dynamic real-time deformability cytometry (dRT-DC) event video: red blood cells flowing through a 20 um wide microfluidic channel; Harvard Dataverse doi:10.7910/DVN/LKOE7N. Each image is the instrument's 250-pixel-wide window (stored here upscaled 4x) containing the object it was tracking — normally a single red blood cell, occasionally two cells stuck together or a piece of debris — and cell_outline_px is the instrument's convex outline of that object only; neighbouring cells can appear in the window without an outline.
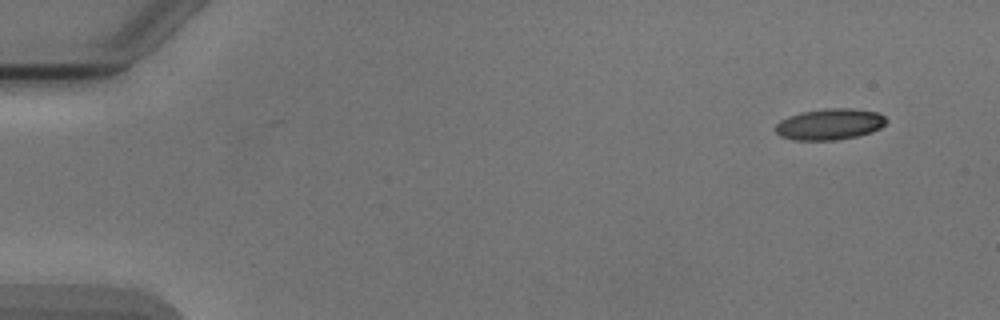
{"species": "Egyptian fruit bat (a non-hibernating species)", "species_latin": "Rousettus aegyptiacus", "temperature_condition": "cold", "stored_images_in_passage": 5, "camera_frame_rate_fps": 3000, "um_per_image_px": 0.085, "animal": {"sex": "male"}, "frame": {"image": 1, "passage_image": 1, "time_ms": 0.0, "image_size_px": [1000, 320], "cell_outline_px": [[888, 120], [880, 128], [872, 132], [856, 136], [836, 140], [792, 140], [780, 136], [776, 132], [776, 124], [780, 120], [788, 116], [800, 112], [828, 108], [852, 108], [880, 112]], "centroid_in_image_um": [70.53, 10.55], "position_along_channel_um": 14.5, "area_um2": 20.29}}
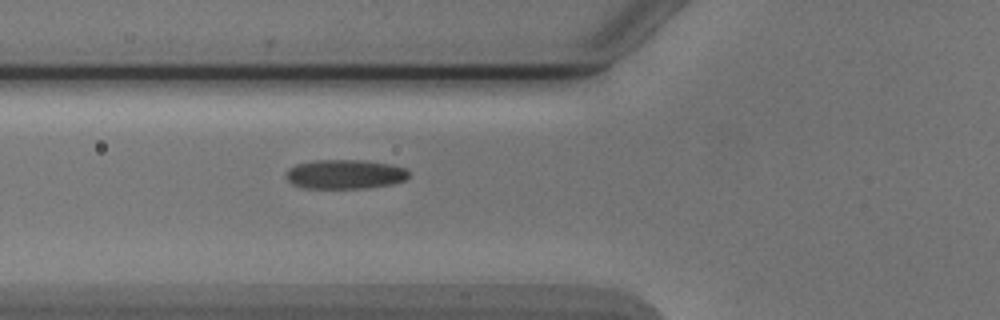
{"frame": {"image": 2, "passage_image": 5, "time_ms": 5.333, "image_size_px": [1000, 320], "cell_outline_px": [[408, 176], [404, 180], [392, 184], [368, 188], [304, 188], [292, 184], [284, 176], [284, 172], [288, 168], [296, 164], [312, 160], [364, 160], [392, 164], [404, 168], [408, 172]], "centroid_in_image_um": [29.27, 14.8], "position_along_channel_um": 96.5, "area_um2": 21.21}}